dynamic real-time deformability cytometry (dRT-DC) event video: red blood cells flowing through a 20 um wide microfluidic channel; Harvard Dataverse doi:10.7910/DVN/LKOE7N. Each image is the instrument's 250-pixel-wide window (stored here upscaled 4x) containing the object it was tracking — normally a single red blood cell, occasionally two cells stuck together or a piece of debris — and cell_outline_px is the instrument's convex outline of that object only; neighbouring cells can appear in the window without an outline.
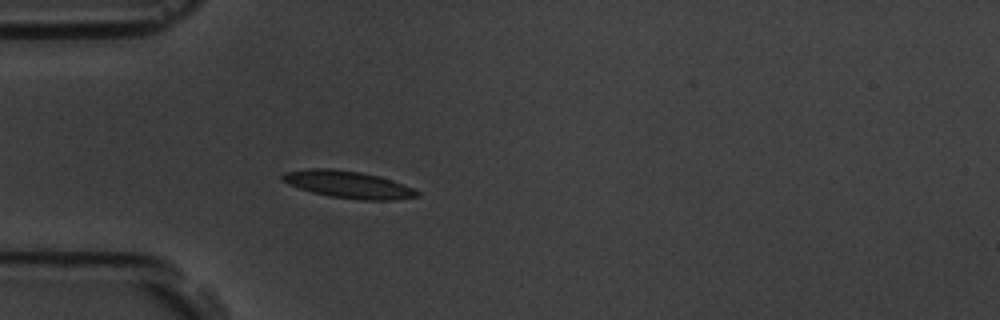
{"species": "common noctule bat (a hibernating species)", "species_latin": "Nyctalus noctula", "temperature_condition": "room temperature", "stored_images_in_passage": 4, "camera_frame_rate_fps": 3000, "um_per_image_px": 0.085, "animal": {"sex": "male", "body_mass_g": 19.5, "forearm_length_mm": 54.6}, "frame": {"image": 1, "passage_image": 4, "time_ms": 1.0, "image_size_px": [1000, 320], "cell_outline_px": [[420, 196], [392, 200], [360, 200], [328, 196], [312, 192], [288, 184], [280, 180], [280, 176], [284, 172], [308, 168], [332, 168], [360, 172], [380, 176], [404, 184], [420, 192]], "centroid_in_image_um": [29.58, 15.68], "position_along_channel_um": 55.4, "area_um2": 21.5}}